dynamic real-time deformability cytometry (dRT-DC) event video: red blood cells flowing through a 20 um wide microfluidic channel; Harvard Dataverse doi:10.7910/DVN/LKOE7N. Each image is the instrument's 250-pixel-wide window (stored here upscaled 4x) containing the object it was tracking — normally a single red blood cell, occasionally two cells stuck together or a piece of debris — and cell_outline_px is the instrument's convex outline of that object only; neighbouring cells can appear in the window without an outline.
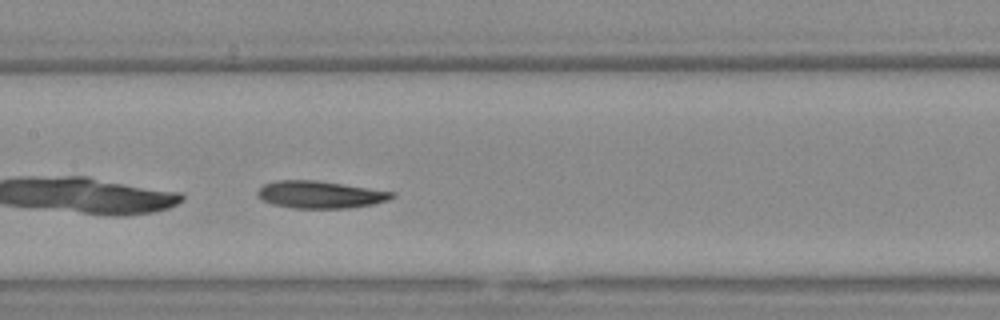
{"species": "Egyptian fruit bat (a non-hibernating species)", "species_latin": "Rousettus aegyptiacus", "temperature_condition": "warm", "stored_images_in_passage": 31, "camera_frame_rate_fps": 3000, "um_per_image_px": 0.085, "animal": {"sex": "female"}, "frame": {"image": 1, "passage_image": 10, "time_ms": 3.0, "image_size_px": [1000, 320], "cell_outline_px": [[396, 196], [388, 200], [372, 204], [348, 208], [292, 208], [272, 204], [264, 200], [256, 192], [264, 184], [276, 180], [316, 180], [368, 188], [392, 192]], "centroid_in_image_um": [27.19, 16.54], "position_along_channel_um": 180.2, "area_um2": 21.1}, "authors_computed_cell_mechanics": {"area_um2": 21.2126, "velocity_mm_per_s": 3.6768, "shape_relaxation_time_tau1_ms": 5.2371, "shape_relaxation_time_tau2_ms": 2.3048, "deformation_change_tau1": 0.1604, "deformation_change_tau2": 0.095}}